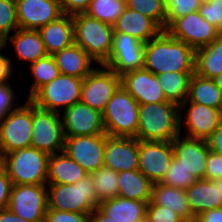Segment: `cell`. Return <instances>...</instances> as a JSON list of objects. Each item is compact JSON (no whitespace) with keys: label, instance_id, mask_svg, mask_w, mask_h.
<instances>
[{"label":"cell","instance_id":"obj_33","mask_svg":"<svg viewBox=\"0 0 222 222\" xmlns=\"http://www.w3.org/2000/svg\"><path fill=\"white\" fill-rule=\"evenodd\" d=\"M192 74L194 72H165L157 75L167 101L180 106L187 99Z\"/></svg>","mask_w":222,"mask_h":222},{"label":"cell","instance_id":"obj_6","mask_svg":"<svg viewBox=\"0 0 222 222\" xmlns=\"http://www.w3.org/2000/svg\"><path fill=\"white\" fill-rule=\"evenodd\" d=\"M139 103L120 85L102 112L105 133L113 137L136 138Z\"/></svg>","mask_w":222,"mask_h":222},{"label":"cell","instance_id":"obj_13","mask_svg":"<svg viewBox=\"0 0 222 222\" xmlns=\"http://www.w3.org/2000/svg\"><path fill=\"white\" fill-rule=\"evenodd\" d=\"M145 43L126 33L113 32L112 50L105 66L122 76L144 68Z\"/></svg>","mask_w":222,"mask_h":222},{"label":"cell","instance_id":"obj_18","mask_svg":"<svg viewBox=\"0 0 222 222\" xmlns=\"http://www.w3.org/2000/svg\"><path fill=\"white\" fill-rule=\"evenodd\" d=\"M19 29L38 30L63 15L58 0H15Z\"/></svg>","mask_w":222,"mask_h":222},{"label":"cell","instance_id":"obj_22","mask_svg":"<svg viewBox=\"0 0 222 222\" xmlns=\"http://www.w3.org/2000/svg\"><path fill=\"white\" fill-rule=\"evenodd\" d=\"M189 207L195 218L208 210L222 207V179H198L186 189Z\"/></svg>","mask_w":222,"mask_h":222},{"label":"cell","instance_id":"obj_40","mask_svg":"<svg viewBox=\"0 0 222 222\" xmlns=\"http://www.w3.org/2000/svg\"><path fill=\"white\" fill-rule=\"evenodd\" d=\"M201 0H165V28L179 17L199 10Z\"/></svg>","mask_w":222,"mask_h":222},{"label":"cell","instance_id":"obj_31","mask_svg":"<svg viewBox=\"0 0 222 222\" xmlns=\"http://www.w3.org/2000/svg\"><path fill=\"white\" fill-rule=\"evenodd\" d=\"M222 72V34L207 46L196 49L194 73L214 79Z\"/></svg>","mask_w":222,"mask_h":222},{"label":"cell","instance_id":"obj_11","mask_svg":"<svg viewBox=\"0 0 222 222\" xmlns=\"http://www.w3.org/2000/svg\"><path fill=\"white\" fill-rule=\"evenodd\" d=\"M8 208L30 222H44L48 209L47 185H12Z\"/></svg>","mask_w":222,"mask_h":222},{"label":"cell","instance_id":"obj_16","mask_svg":"<svg viewBox=\"0 0 222 222\" xmlns=\"http://www.w3.org/2000/svg\"><path fill=\"white\" fill-rule=\"evenodd\" d=\"M61 112L60 117L65 137L105 133L102 113L81 101Z\"/></svg>","mask_w":222,"mask_h":222},{"label":"cell","instance_id":"obj_12","mask_svg":"<svg viewBox=\"0 0 222 222\" xmlns=\"http://www.w3.org/2000/svg\"><path fill=\"white\" fill-rule=\"evenodd\" d=\"M120 85L121 76L105 65H98L83 79L80 101L102 113Z\"/></svg>","mask_w":222,"mask_h":222},{"label":"cell","instance_id":"obj_48","mask_svg":"<svg viewBox=\"0 0 222 222\" xmlns=\"http://www.w3.org/2000/svg\"><path fill=\"white\" fill-rule=\"evenodd\" d=\"M12 183L5 168H0V210L8 208Z\"/></svg>","mask_w":222,"mask_h":222},{"label":"cell","instance_id":"obj_8","mask_svg":"<svg viewBox=\"0 0 222 222\" xmlns=\"http://www.w3.org/2000/svg\"><path fill=\"white\" fill-rule=\"evenodd\" d=\"M65 136L60 113L44 110L32 103L31 147L49 156L64 151Z\"/></svg>","mask_w":222,"mask_h":222},{"label":"cell","instance_id":"obj_44","mask_svg":"<svg viewBox=\"0 0 222 222\" xmlns=\"http://www.w3.org/2000/svg\"><path fill=\"white\" fill-rule=\"evenodd\" d=\"M90 214L47 209L44 222H89Z\"/></svg>","mask_w":222,"mask_h":222},{"label":"cell","instance_id":"obj_36","mask_svg":"<svg viewBox=\"0 0 222 222\" xmlns=\"http://www.w3.org/2000/svg\"><path fill=\"white\" fill-rule=\"evenodd\" d=\"M126 8V0H91L86 14L113 26Z\"/></svg>","mask_w":222,"mask_h":222},{"label":"cell","instance_id":"obj_9","mask_svg":"<svg viewBox=\"0 0 222 222\" xmlns=\"http://www.w3.org/2000/svg\"><path fill=\"white\" fill-rule=\"evenodd\" d=\"M32 137V102L26 98L23 104L12 110L0 122V149L2 155L30 147Z\"/></svg>","mask_w":222,"mask_h":222},{"label":"cell","instance_id":"obj_52","mask_svg":"<svg viewBox=\"0 0 222 222\" xmlns=\"http://www.w3.org/2000/svg\"><path fill=\"white\" fill-rule=\"evenodd\" d=\"M89 222H114L111 217L104 214L99 208H95L89 216Z\"/></svg>","mask_w":222,"mask_h":222},{"label":"cell","instance_id":"obj_34","mask_svg":"<svg viewBox=\"0 0 222 222\" xmlns=\"http://www.w3.org/2000/svg\"><path fill=\"white\" fill-rule=\"evenodd\" d=\"M27 70L30 71V76L33 78V82L29 87L28 99L43 85L51 82L57 78L60 74L59 68L56 65L55 59L52 55H47L42 59H38L27 66Z\"/></svg>","mask_w":222,"mask_h":222},{"label":"cell","instance_id":"obj_28","mask_svg":"<svg viewBox=\"0 0 222 222\" xmlns=\"http://www.w3.org/2000/svg\"><path fill=\"white\" fill-rule=\"evenodd\" d=\"M147 203L115 197L99 203V209L114 222H142L145 220Z\"/></svg>","mask_w":222,"mask_h":222},{"label":"cell","instance_id":"obj_47","mask_svg":"<svg viewBox=\"0 0 222 222\" xmlns=\"http://www.w3.org/2000/svg\"><path fill=\"white\" fill-rule=\"evenodd\" d=\"M91 0H58L63 14L85 13Z\"/></svg>","mask_w":222,"mask_h":222},{"label":"cell","instance_id":"obj_27","mask_svg":"<svg viewBox=\"0 0 222 222\" xmlns=\"http://www.w3.org/2000/svg\"><path fill=\"white\" fill-rule=\"evenodd\" d=\"M88 173L64 151L49 156L47 184H74Z\"/></svg>","mask_w":222,"mask_h":222},{"label":"cell","instance_id":"obj_38","mask_svg":"<svg viewBox=\"0 0 222 222\" xmlns=\"http://www.w3.org/2000/svg\"><path fill=\"white\" fill-rule=\"evenodd\" d=\"M197 179L190 172H188L174 157L170 162L165 176L160 182L168 187H176L186 190Z\"/></svg>","mask_w":222,"mask_h":222},{"label":"cell","instance_id":"obj_32","mask_svg":"<svg viewBox=\"0 0 222 222\" xmlns=\"http://www.w3.org/2000/svg\"><path fill=\"white\" fill-rule=\"evenodd\" d=\"M187 100L216 109H222V91L210 78L192 74L189 81Z\"/></svg>","mask_w":222,"mask_h":222},{"label":"cell","instance_id":"obj_51","mask_svg":"<svg viewBox=\"0 0 222 222\" xmlns=\"http://www.w3.org/2000/svg\"><path fill=\"white\" fill-rule=\"evenodd\" d=\"M0 222H30V221H27L19 217L9 208H4L0 210Z\"/></svg>","mask_w":222,"mask_h":222},{"label":"cell","instance_id":"obj_55","mask_svg":"<svg viewBox=\"0 0 222 222\" xmlns=\"http://www.w3.org/2000/svg\"><path fill=\"white\" fill-rule=\"evenodd\" d=\"M3 166V155L0 149V168Z\"/></svg>","mask_w":222,"mask_h":222},{"label":"cell","instance_id":"obj_25","mask_svg":"<svg viewBox=\"0 0 222 222\" xmlns=\"http://www.w3.org/2000/svg\"><path fill=\"white\" fill-rule=\"evenodd\" d=\"M48 55L61 51L74 43L72 15L63 14L57 20L38 29Z\"/></svg>","mask_w":222,"mask_h":222},{"label":"cell","instance_id":"obj_14","mask_svg":"<svg viewBox=\"0 0 222 222\" xmlns=\"http://www.w3.org/2000/svg\"><path fill=\"white\" fill-rule=\"evenodd\" d=\"M165 31L195 50L212 43L221 33L195 11L174 19Z\"/></svg>","mask_w":222,"mask_h":222},{"label":"cell","instance_id":"obj_2","mask_svg":"<svg viewBox=\"0 0 222 222\" xmlns=\"http://www.w3.org/2000/svg\"><path fill=\"white\" fill-rule=\"evenodd\" d=\"M179 106L165 101L139 104V141L172 142L180 134Z\"/></svg>","mask_w":222,"mask_h":222},{"label":"cell","instance_id":"obj_41","mask_svg":"<svg viewBox=\"0 0 222 222\" xmlns=\"http://www.w3.org/2000/svg\"><path fill=\"white\" fill-rule=\"evenodd\" d=\"M145 220L147 222H186L175 211L161 205L153 204L151 201L146 206Z\"/></svg>","mask_w":222,"mask_h":222},{"label":"cell","instance_id":"obj_20","mask_svg":"<svg viewBox=\"0 0 222 222\" xmlns=\"http://www.w3.org/2000/svg\"><path fill=\"white\" fill-rule=\"evenodd\" d=\"M121 85L139 104L167 101L157 75L144 68L124 73Z\"/></svg>","mask_w":222,"mask_h":222},{"label":"cell","instance_id":"obj_23","mask_svg":"<svg viewBox=\"0 0 222 222\" xmlns=\"http://www.w3.org/2000/svg\"><path fill=\"white\" fill-rule=\"evenodd\" d=\"M8 43H11L9 45L12 47L8 46ZM13 49L16 58L27 65L48 55L38 30L17 29L6 37L5 50Z\"/></svg>","mask_w":222,"mask_h":222},{"label":"cell","instance_id":"obj_29","mask_svg":"<svg viewBox=\"0 0 222 222\" xmlns=\"http://www.w3.org/2000/svg\"><path fill=\"white\" fill-rule=\"evenodd\" d=\"M151 202L175 211L186 222H194L196 219L189 207L186 190L184 189L154 183Z\"/></svg>","mask_w":222,"mask_h":222},{"label":"cell","instance_id":"obj_45","mask_svg":"<svg viewBox=\"0 0 222 222\" xmlns=\"http://www.w3.org/2000/svg\"><path fill=\"white\" fill-rule=\"evenodd\" d=\"M204 179H222V155L209 150Z\"/></svg>","mask_w":222,"mask_h":222},{"label":"cell","instance_id":"obj_15","mask_svg":"<svg viewBox=\"0 0 222 222\" xmlns=\"http://www.w3.org/2000/svg\"><path fill=\"white\" fill-rule=\"evenodd\" d=\"M107 134L65 137L64 152L88 174L104 166Z\"/></svg>","mask_w":222,"mask_h":222},{"label":"cell","instance_id":"obj_7","mask_svg":"<svg viewBox=\"0 0 222 222\" xmlns=\"http://www.w3.org/2000/svg\"><path fill=\"white\" fill-rule=\"evenodd\" d=\"M83 79L62 75L39 88L29 100L37 107L61 113L81 99Z\"/></svg>","mask_w":222,"mask_h":222},{"label":"cell","instance_id":"obj_10","mask_svg":"<svg viewBox=\"0 0 222 222\" xmlns=\"http://www.w3.org/2000/svg\"><path fill=\"white\" fill-rule=\"evenodd\" d=\"M179 110L180 134L186 137L207 140L222 122V109L187 99L179 106Z\"/></svg>","mask_w":222,"mask_h":222},{"label":"cell","instance_id":"obj_1","mask_svg":"<svg viewBox=\"0 0 222 222\" xmlns=\"http://www.w3.org/2000/svg\"><path fill=\"white\" fill-rule=\"evenodd\" d=\"M196 50L162 30L145 43L144 69L155 75L194 72Z\"/></svg>","mask_w":222,"mask_h":222},{"label":"cell","instance_id":"obj_49","mask_svg":"<svg viewBox=\"0 0 222 222\" xmlns=\"http://www.w3.org/2000/svg\"><path fill=\"white\" fill-rule=\"evenodd\" d=\"M207 143L211 151L222 155V122L207 139Z\"/></svg>","mask_w":222,"mask_h":222},{"label":"cell","instance_id":"obj_54","mask_svg":"<svg viewBox=\"0 0 222 222\" xmlns=\"http://www.w3.org/2000/svg\"><path fill=\"white\" fill-rule=\"evenodd\" d=\"M5 49V38L0 35V53Z\"/></svg>","mask_w":222,"mask_h":222},{"label":"cell","instance_id":"obj_17","mask_svg":"<svg viewBox=\"0 0 222 222\" xmlns=\"http://www.w3.org/2000/svg\"><path fill=\"white\" fill-rule=\"evenodd\" d=\"M173 157L172 142L139 141V170L153 184L162 181Z\"/></svg>","mask_w":222,"mask_h":222},{"label":"cell","instance_id":"obj_46","mask_svg":"<svg viewBox=\"0 0 222 222\" xmlns=\"http://www.w3.org/2000/svg\"><path fill=\"white\" fill-rule=\"evenodd\" d=\"M5 49L0 53V85L5 83H13L14 82V74L16 72L14 71V62H12L14 59L10 56L8 57V54H4ZM12 58V59H11ZM13 82H10L11 80Z\"/></svg>","mask_w":222,"mask_h":222},{"label":"cell","instance_id":"obj_43","mask_svg":"<svg viewBox=\"0 0 222 222\" xmlns=\"http://www.w3.org/2000/svg\"><path fill=\"white\" fill-rule=\"evenodd\" d=\"M13 84L5 83L0 85V122L21 103L17 100ZM17 95V96H16ZM17 97V98H16ZM18 102V103H17Z\"/></svg>","mask_w":222,"mask_h":222},{"label":"cell","instance_id":"obj_37","mask_svg":"<svg viewBox=\"0 0 222 222\" xmlns=\"http://www.w3.org/2000/svg\"><path fill=\"white\" fill-rule=\"evenodd\" d=\"M126 7L152 19L162 30H165V0H126Z\"/></svg>","mask_w":222,"mask_h":222},{"label":"cell","instance_id":"obj_39","mask_svg":"<svg viewBox=\"0 0 222 222\" xmlns=\"http://www.w3.org/2000/svg\"><path fill=\"white\" fill-rule=\"evenodd\" d=\"M19 29L15 0H0V35L4 38Z\"/></svg>","mask_w":222,"mask_h":222},{"label":"cell","instance_id":"obj_30","mask_svg":"<svg viewBox=\"0 0 222 222\" xmlns=\"http://www.w3.org/2000/svg\"><path fill=\"white\" fill-rule=\"evenodd\" d=\"M118 196L148 203L151 201L153 183L138 169L118 173Z\"/></svg>","mask_w":222,"mask_h":222},{"label":"cell","instance_id":"obj_26","mask_svg":"<svg viewBox=\"0 0 222 222\" xmlns=\"http://www.w3.org/2000/svg\"><path fill=\"white\" fill-rule=\"evenodd\" d=\"M52 56L62 75L84 79L96 66H98L97 63L75 43L54 53Z\"/></svg>","mask_w":222,"mask_h":222},{"label":"cell","instance_id":"obj_42","mask_svg":"<svg viewBox=\"0 0 222 222\" xmlns=\"http://www.w3.org/2000/svg\"><path fill=\"white\" fill-rule=\"evenodd\" d=\"M200 15L222 34V0H208L199 7Z\"/></svg>","mask_w":222,"mask_h":222},{"label":"cell","instance_id":"obj_4","mask_svg":"<svg viewBox=\"0 0 222 222\" xmlns=\"http://www.w3.org/2000/svg\"><path fill=\"white\" fill-rule=\"evenodd\" d=\"M48 209L90 214L100 201L91 174L74 184H47Z\"/></svg>","mask_w":222,"mask_h":222},{"label":"cell","instance_id":"obj_35","mask_svg":"<svg viewBox=\"0 0 222 222\" xmlns=\"http://www.w3.org/2000/svg\"><path fill=\"white\" fill-rule=\"evenodd\" d=\"M91 178L96 191V197L100 202L113 199L118 196V172L102 166L91 173Z\"/></svg>","mask_w":222,"mask_h":222},{"label":"cell","instance_id":"obj_50","mask_svg":"<svg viewBox=\"0 0 222 222\" xmlns=\"http://www.w3.org/2000/svg\"><path fill=\"white\" fill-rule=\"evenodd\" d=\"M194 222H222V207L199 214Z\"/></svg>","mask_w":222,"mask_h":222},{"label":"cell","instance_id":"obj_19","mask_svg":"<svg viewBox=\"0 0 222 222\" xmlns=\"http://www.w3.org/2000/svg\"><path fill=\"white\" fill-rule=\"evenodd\" d=\"M174 158L195 178L204 179L209 152L207 140L179 134L173 141Z\"/></svg>","mask_w":222,"mask_h":222},{"label":"cell","instance_id":"obj_24","mask_svg":"<svg viewBox=\"0 0 222 222\" xmlns=\"http://www.w3.org/2000/svg\"><path fill=\"white\" fill-rule=\"evenodd\" d=\"M162 29L150 18L128 7L113 25V32L126 33L146 43Z\"/></svg>","mask_w":222,"mask_h":222},{"label":"cell","instance_id":"obj_53","mask_svg":"<svg viewBox=\"0 0 222 222\" xmlns=\"http://www.w3.org/2000/svg\"><path fill=\"white\" fill-rule=\"evenodd\" d=\"M215 81V84L220 88V90L222 91V72L213 79Z\"/></svg>","mask_w":222,"mask_h":222},{"label":"cell","instance_id":"obj_3","mask_svg":"<svg viewBox=\"0 0 222 222\" xmlns=\"http://www.w3.org/2000/svg\"><path fill=\"white\" fill-rule=\"evenodd\" d=\"M74 43L97 65H105L112 50L113 26L86 13L72 15Z\"/></svg>","mask_w":222,"mask_h":222},{"label":"cell","instance_id":"obj_5","mask_svg":"<svg viewBox=\"0 0 222 222\" xmlns=\"http://www.w3.org/2000/svg\"><path fill=\"white\" fill-rule=\"evenodd\" d=\"M49 155L27 147L3 155L5 168L12 185H47Z\"/></svg>","mask_w":222,"mask_h":222},{"label":"cell","instance_id":"obj_21","mask_svg":"<svg viewBox=\"0 0 222 222\" xmlns=\"http://www.w3.org/2000/svg\"><path fill=\"white\" fill-rule=\"evenodd\" d=\"M139 140L132 137H113L107 135L104 166L114 171L138 170Z\"/></svg>","mask_w":222,"mask_h":222}]
</instances>
